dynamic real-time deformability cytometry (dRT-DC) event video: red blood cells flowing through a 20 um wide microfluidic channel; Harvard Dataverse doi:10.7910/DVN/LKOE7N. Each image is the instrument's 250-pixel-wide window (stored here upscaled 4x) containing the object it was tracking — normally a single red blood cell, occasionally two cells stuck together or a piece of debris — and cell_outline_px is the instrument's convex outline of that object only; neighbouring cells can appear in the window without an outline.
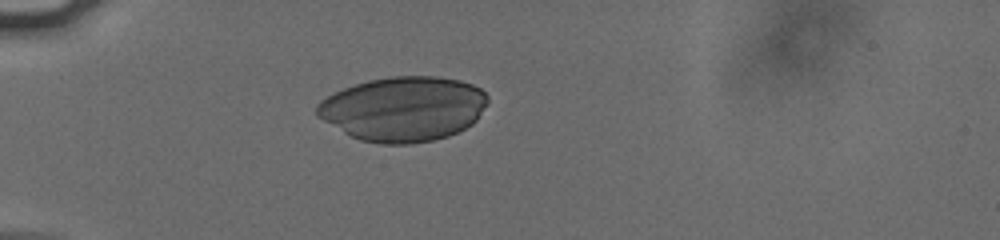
{"species": "human", "species_latin": "Homo sapiens", "temperature_condition": "cold", "stored_images_in_passage": 31, "camera_frame_rate_fps": 3000, "um_per_image_px": 0.085, "donor": {"sex": "male"}, "frame": {"image": 1, "passage_image": 1, "time_ms": 0.0, "image_size_px": [1000, 240], "cell_outline_px": [[488, 104], [476, 120], [472, 124], [448, 136], [432, 140], [408, 144], [380, 144], [360, 140], [344, 132], [316, 116], [316, 104], [320, 100], [344, 88], [368, 80], [392, 76], [436, 76], [460, 80], [472, 84], [480, 88], [488, 96]], "centroid_in_image_um": [34.3, 9.25], "position_along_channel_um": 50.7, "area_um2": 64.39}}
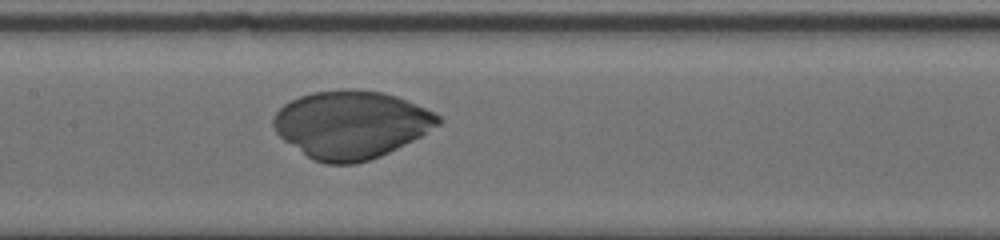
{"frame": {"image": 2, "passage_image": 13, "time_ms": 4.0, "image_size_px": [1000, 240], "cell_outline_px": [[444, 120], [440, 124], [420, 136], [380, 156], [356, 164], [324, 164], [312, 160], [284, 140], [276, 132], [272, 124], [272, 120], [276, 112], [284, 104], [300, 96], [312, 92], [344, 88], [352, 88], [384, 92], [396, 96], [424, 108], [440, 116]], "centroid_in_image_um": [29.82, 10.58], "position_along_channel_um": 177.6, "area_um2": 64.97}}
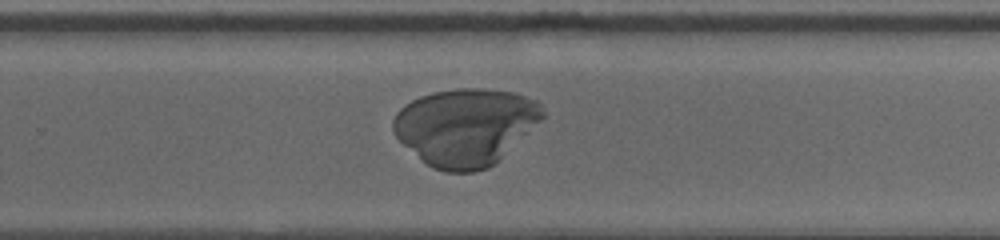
{"frame": {"image": 3, "passage_image": 22, "time_ms": 7.0, "image_size_px": [1000, 240], "cell_outline_px": [[544, 116], [496, 164], [488, 168], [472, 172], [444, 172], [432, 168], [404, 144], [396, 136], [392, 128], [392, 120], [396, 112], [404, 104], [420, 96], [436, 92], [460, 88], [480, 88], [512, 92], [536, 100], [540, 104], [544, 112]], "centroid_in_image_um": [39.55, 10.78], "position_along_channel_um": 290.2, "area_um2": 66.93}}